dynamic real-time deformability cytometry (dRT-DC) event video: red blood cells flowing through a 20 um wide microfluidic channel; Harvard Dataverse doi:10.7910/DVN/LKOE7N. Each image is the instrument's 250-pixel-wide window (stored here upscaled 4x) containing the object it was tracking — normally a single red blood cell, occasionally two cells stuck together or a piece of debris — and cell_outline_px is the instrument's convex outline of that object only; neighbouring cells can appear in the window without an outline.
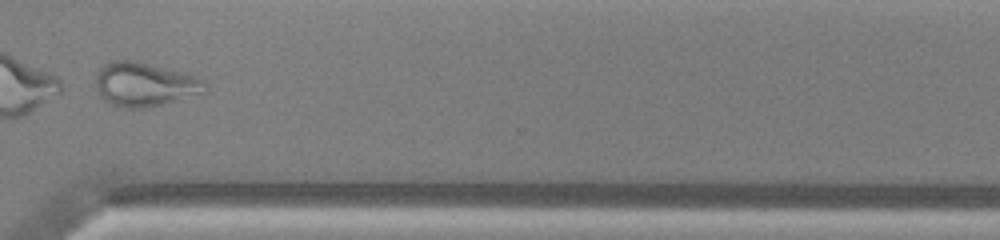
{"species": "common noctule bat (a hibernating species)", "species_latin": "Nyctalus noctula", "temperature_condition": "warm", "stored_images_in_passage": 41, "camera_frame_rate_fps": 3000, "um_per_image_px": 0.085, "animal": {"sex": "male", "body_mass_g": 13.0, "forearm_length_mm": 53.1}, "frame": {"image": 1, "passage_image": 30, "time_ms": 9.667, "image_size_px": [1000, 240], "cell_outline_px": [[208, 92], [164, 104], [148, 108], [124, 108], [112, 104], [104, 100], [100, 96], [96, 88], [96, 72], [104, 64], [112, 60], [136, 60], [184, 72], [204, 80], [208, 84]], "centroid_in_image_um": [12.33, 7.17], "position_along_channel_um": 358.3, "area_um2": 28.55}, "authors_computed_cell_mechanics": {"area_um2": 29.0156, "velocity_mm_per_s": 4.0531, "shape_relaxation_time_tau1_ms": null, "shape_relaxation_time_tau2_ms": 1.4001, "deformation_change_tau1": null, "deformation_change_tau2": 0.0887}}